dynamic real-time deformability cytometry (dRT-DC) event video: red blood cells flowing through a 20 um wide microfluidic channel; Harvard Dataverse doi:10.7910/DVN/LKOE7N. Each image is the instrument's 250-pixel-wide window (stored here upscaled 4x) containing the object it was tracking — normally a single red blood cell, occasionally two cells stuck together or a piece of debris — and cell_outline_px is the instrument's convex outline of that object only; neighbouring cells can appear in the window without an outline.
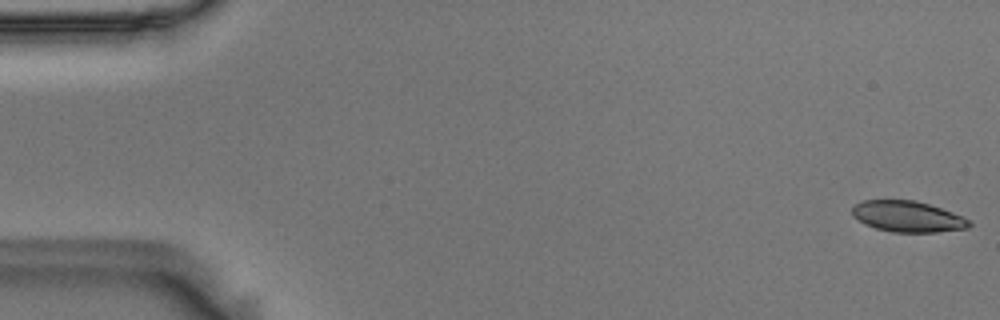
{"species": "Egyptian fruit bat (a non-hibernating species)", "species_latin": "Rousettus aegyptiacus", "temperature_condition": "room temperature", "stored_images_in_passage": 56, "camera_frame_rate_fps": 3000, "um_per_image_px": 0.085, "animal": {"sex": "male"}, "frame": {"image": 1, "passage_image": 1, "time_ms": 0.0, "image_size_px": [1000, 320], "cell_outline_px": [[972, 224], [968, 228], [936, 232], [892, 232], [876, 228], [864, 224], [852, 216], [852, 208], [860, 200], [916, 200], [952, 212], [968, 220]], "centroid_in_image_um": [77.11, 18.4], "position_along_channel_um": 7.9, "area_um2": 21.04}}
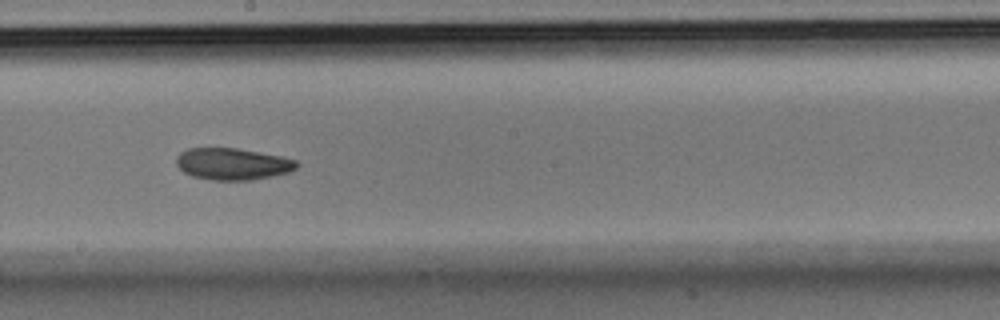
{"frame": {"image": 2, "passage_image": 31, "time_ms": 10.0, "image_size_px": [1000, 320], "cell_outline_px": [[300, 164], [296, 168], [288, 172], [252, 180], [212, 180], [192, 176], [184, 172], [176, 164], [176, 156], [180, 152], [188, 148], [236, 148], [284, 156], [296, 160]], "centroid_in_image_um": [19.77, 13.93], "position_along_channel_um": 228.4, "area_um2": 22.37}}
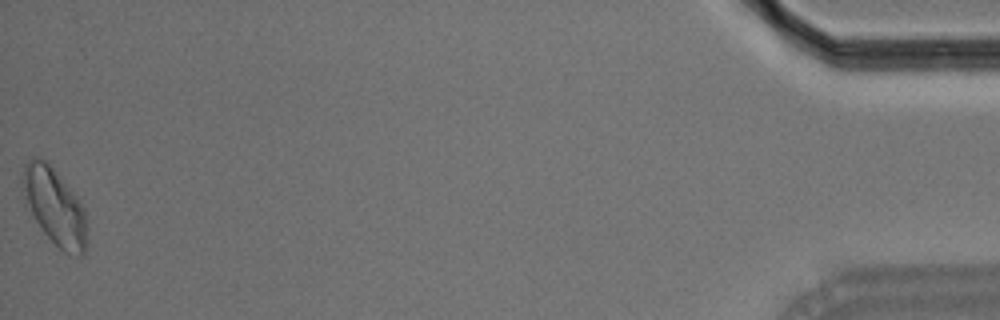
{"frame": {"image": 3, "passage_image": 56, "time_ms": 18.333, "image_size_px": [1000, 320], "cell_outline_px": [[84, 256], [76, 256], [64, 252], [44, 232], [36, 220], [28, 204], [20, 184], [20, 180], [24, 164], [28, 160], [36, 156], [44, 160], [52, 168], [76, 196], [84, 208]], "centroid_in_image_um": [4.59, 17.51], "position_along_channel_um": 430.6, "area_um2": 27.69}, "authors_computed_cell_mechanics": {"area_um2": 22.6287, "velocity_mm_per_s": 3.581, "shape_relaxation_time_tau1_ms": 6.2812, "shape_relaxation_time_tau2_ms": 5.1044, "deformation_change_tau1": 0.1451, "deformation_change_tau2": 0.0896}}